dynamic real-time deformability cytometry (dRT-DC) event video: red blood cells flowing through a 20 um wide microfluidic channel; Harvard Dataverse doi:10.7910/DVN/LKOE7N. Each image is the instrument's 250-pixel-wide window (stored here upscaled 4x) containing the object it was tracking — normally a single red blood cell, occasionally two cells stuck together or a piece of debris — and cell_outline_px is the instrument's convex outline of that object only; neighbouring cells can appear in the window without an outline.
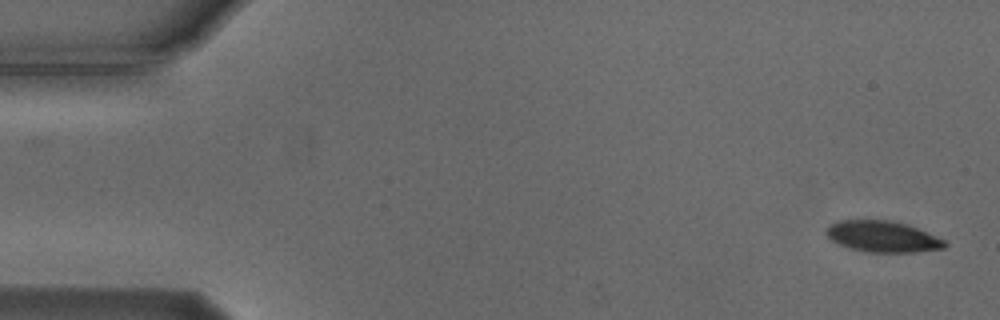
{"species": "Egyptian fruit bat (a non-hibernating species)", "species_latin": "Rousettus aegyptiacus", "temperature_condition": "cold", "stored_images_in_passage": 54, "camera_frame_rate_fps": 3000, "um_per_image_px": 0.085, "animal": {"sex": "male"}, "frame": {"image": 1, "passage_image": 1, "time_ms": 0.0, "image_size_px": [1000, 320], "cell_outline_px": [[948, 244], [944, 248], [912, 252], [868, 252], [848, 248], [832, 240], [824, 232], [836, 220], [888, 220], [908, 224], [944, 240]], "centroid_in_image_um": [75.01, 20.1], "position_along_channel_um": 10.0, "area_um2": 21.33}}
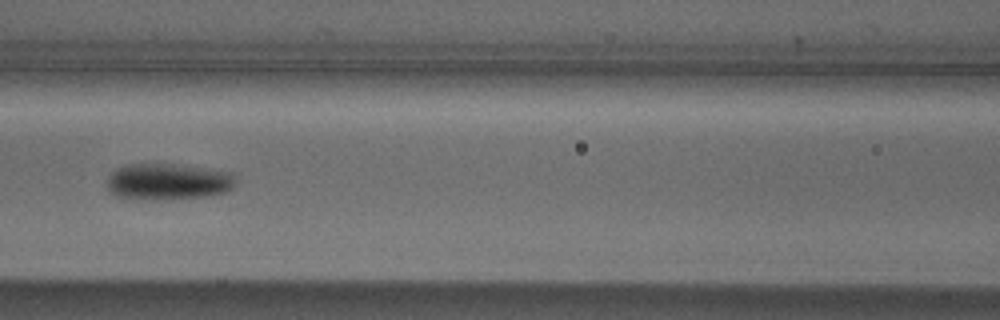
{"frame": {"image": 2, "passage_image": 23, "time_ms": 7.333, "image_size_px": [1000, 320], "cell_outline_px": [[236, 184], [228, 192], [208, 196], [132, 200], [116, 196], [108, 188], [108, 176], [116, 168], [128, 164], [172, 164], [232, 172], [236, 180]], "centroid_in_image_um": [14.28, 15.44], "position_along_channel_um": 152.3, "area_um2": 27.22}}
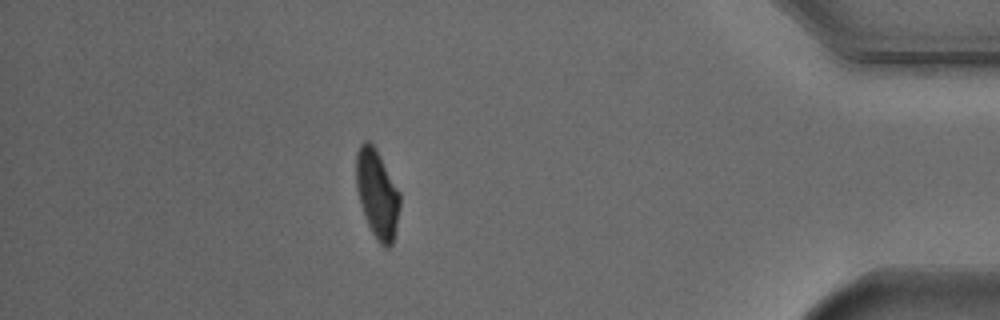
{"frame": {"image": 3, "passage_image": 47, "time_ms": 15.333, "image_size_px": [1000, 320], "cell_outline_px": [[400, 208], [396, 232], [392, 244], [388, 248], [384, 248], [380, 244], [372, 232], [368, 224], [356, 188], [356, 152], [360, 144], [364, 140], [368, 140], [376, 148], [400, 192]], "centroid_in_image_um": [32.07, 16.47], "position_along_channel_um": 403.1, "area_um2": 22.6}, "authors_computed_cell_mechanics": {"area_um2": 23.4957, "velocity_mm_per_s": 3.7348, "shape_relaxation_time_tau1_ms": 1.9754, "shape_relaxation_time_tau2_ms": null, "deformation_change_tau1": 0.1301, "deformation_change_tau2": null}}